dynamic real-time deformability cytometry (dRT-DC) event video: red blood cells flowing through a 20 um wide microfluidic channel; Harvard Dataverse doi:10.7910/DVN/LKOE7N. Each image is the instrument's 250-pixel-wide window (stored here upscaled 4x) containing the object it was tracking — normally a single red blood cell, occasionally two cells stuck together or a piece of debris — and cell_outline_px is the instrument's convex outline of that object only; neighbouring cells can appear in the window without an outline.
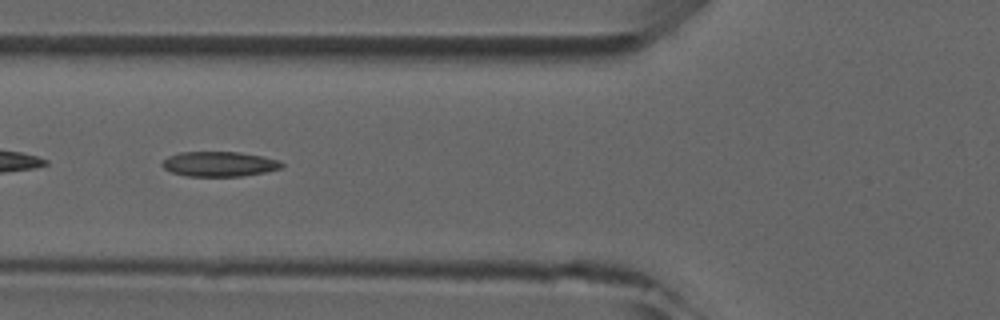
{"species": "common noctule bat (a hibernating species)", "species_latin": "Nyctalus noctula", "temperature_condition": "room temperature", "stored_images_in_passage": 5, "camera_frame_rate_fps": 3000, "um_per_image_px": 0.085, "animal": {"sex": "male", "forearm_length_mm": 52.5}, "frame": {"image": 1, "passage_image": 5, "time_ms": 4.333, "image_size_px": [1000, 320], "cell_outline_px": [[284, 164], [280, 168], [264, 172], [240, 176], [188, 176], [172, 172], [164, 168], [160, 164], [168, 156], [180, 152], [240, 152], [280, 160]], "centroid_in_image_um": [18.62, 13.93], "position_along_channel_um": 107.2, "area_um2": 17.22}}